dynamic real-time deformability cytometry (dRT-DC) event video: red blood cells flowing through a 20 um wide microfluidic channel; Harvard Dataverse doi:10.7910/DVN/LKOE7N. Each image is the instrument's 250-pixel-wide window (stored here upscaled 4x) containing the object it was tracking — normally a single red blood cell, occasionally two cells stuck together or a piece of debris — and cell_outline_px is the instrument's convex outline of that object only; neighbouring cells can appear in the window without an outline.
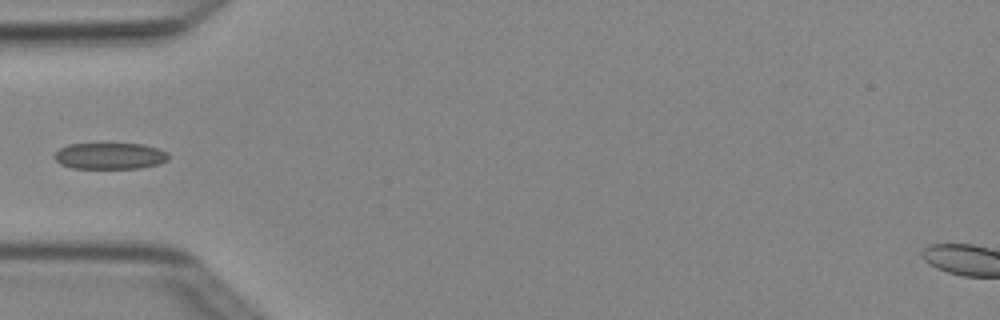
{"species": "Egyptian fruit bat (a non-hibernating species)", "species_latin": "Rousettus aegyptiacus", "temperature_condition": "cold", "stored_images_in_passage": 3, "camera_frame_rate_fps": 3000, "um_per_image_px": 0.085, "animal": {"sex": "female"}, "frame": {"image": 1, "passage_image": 3, "time_ms": 0.667, "image_size_px": [1000, 320], "cell_outline_px": [[168, 160], [160, 164], [140, 168], [72, 168], [60, 164], [52, 156], [60, 148], [68, 144], [144, 144], [168, 152]], "centroid_in_image_um": [9.34, 13.26], "position_along_channel_um": 75.7, "area_um2": 17.57}}